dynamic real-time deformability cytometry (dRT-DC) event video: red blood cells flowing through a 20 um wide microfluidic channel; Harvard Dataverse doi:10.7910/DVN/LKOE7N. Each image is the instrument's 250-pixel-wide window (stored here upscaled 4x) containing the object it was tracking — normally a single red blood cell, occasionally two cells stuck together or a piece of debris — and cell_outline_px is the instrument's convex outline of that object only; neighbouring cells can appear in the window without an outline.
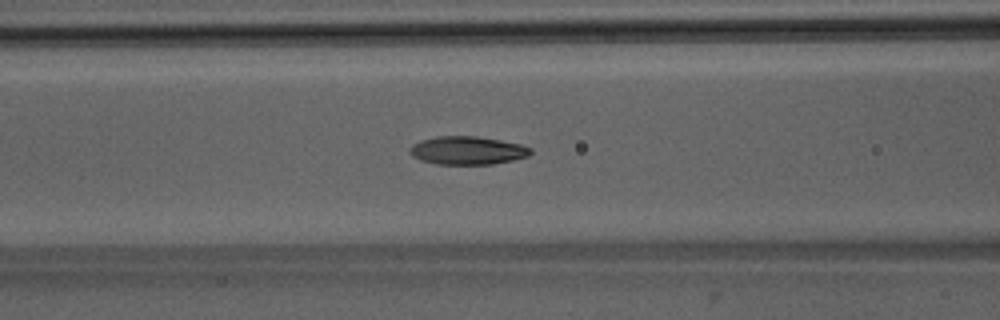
{"species": "Egyptian fruit bat (a non-hibernating species)", "species_latin": "Rousettus aegyptiacus", "temperature_condition": "room temperature", "stored_images_in_passage": 51, "camera_frame_rate_fps": 3000, "um_per_image_px": 0.085, "animal": {"sex": "male"}, "frame": {"image": 1, "passage_image": 21, "time_ms": 6.667, "image_size_px": [1000, 320], "cell_outline_px": [[532, 152], [528, 156], [512, 160], [492, 164], [436, 164], [420, 160], [412, 156], [408, 152], [408, 148], [412, 144], [420, 140], [436, 136], [476, 136], [500, 140], [520, 144], [532, 148]], "centroid_in_image_um": [39.69, 12.78], "position_along_channel_um": 126.9, "area_um2": 20.0}}
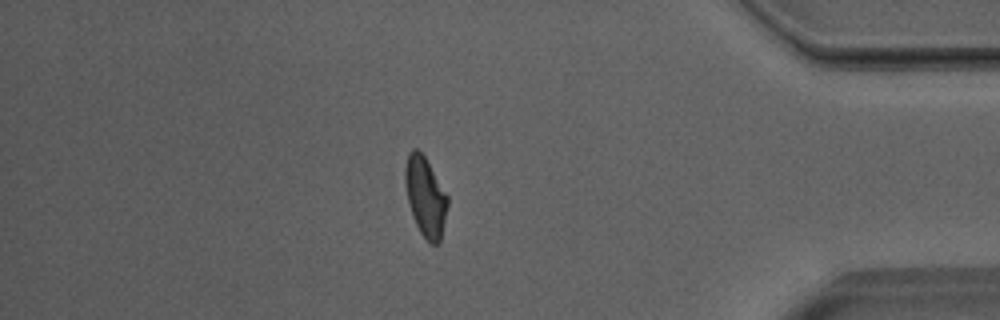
{"frame": {"image": 2, "passage_image": 44, "time_ms": 14.333, "image_size_px": [1000, 320], "cell_outline_px": [[448, 204], [440, 244], [432, 244], [420, 232], [416, 224], [408, 200], [404, 184], [404, 168], [408, 152], [412, 148], [416, 148], [424, 156], [448, 196]], "centroid_in_image_um": [36.15, 16.7], "position_along_channel_um": 399.1, "area_um2": 19.54}}
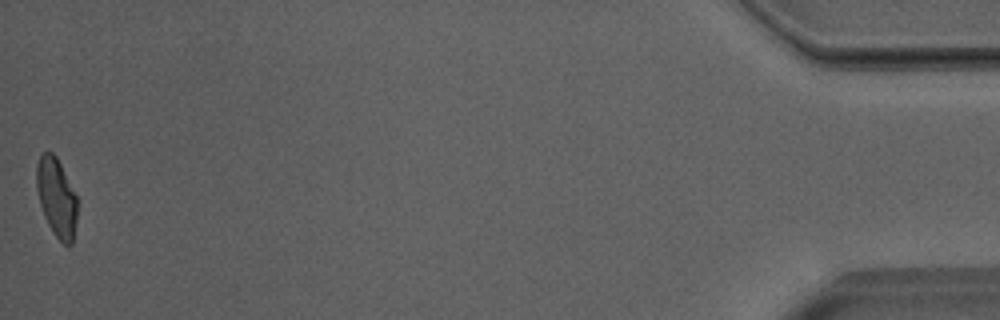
{"frame": {"image": 3, "passage_image": 51, "time_ms": 16.667, "image_size_px": [1000, 320], "cell_outline_px": [[76, 220], [72, 244], [68, 248], [52, 232], [44, 216], [40, 204], [36, 188], [36, 164], [40, 156], [44, 152], [52, 152], [56, 156], [76, 196]], "centroid_in_image_um": [4.78, 16.8], "position_along_channel_um": 430.4, "area_um2": 18.5}, "authors_computed_cell_mechanics": {"area_um2": 19.652, "velocity_mm_per_s": 3.9983, "shape_relaxation_time_tau1_ms": 6.3218, "shape_relaxation_time_tau2_ms": 1.7034, "deformation_change_tau1": 0.1957, "deformation_change_tau2": 0.0722}}